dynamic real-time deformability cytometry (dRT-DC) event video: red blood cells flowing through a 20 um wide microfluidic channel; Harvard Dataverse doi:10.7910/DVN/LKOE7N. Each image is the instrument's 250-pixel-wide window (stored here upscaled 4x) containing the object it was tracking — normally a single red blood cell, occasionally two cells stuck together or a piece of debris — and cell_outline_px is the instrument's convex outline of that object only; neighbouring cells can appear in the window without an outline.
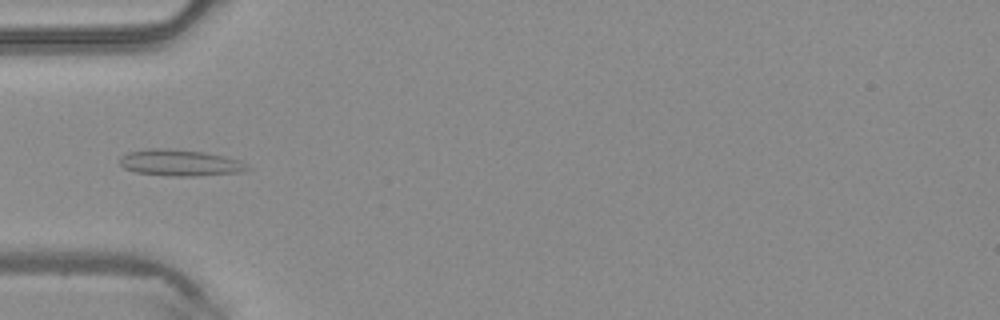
{"species": "common noctule bat (a hibernating species)", "species_latin": "Nyctalus noctula", "temperature_condition": "warm", "stored_images_in_passage": 48, "camera_frame_rate_fps": 3000, "um_per_image_px": 0.085, "animal": {"sex": "male", "body_mass_g": 20.4}, "frame": {"image": 1, "passage_image": 16, "time_ms": 5.0, "image_size_px": [1000, 320], "cell_outline_px": [[252, 168], [244, 172], [196, 176], [172, 176], [136, 172], [124, 168], [120, 164], [120, 156], [128, 152], [148, 148], [164, 148], [204, 152], [224, 156], [240, 160], [248, 164]], "centroid_in_image_um": [15.34, 13.84], "position_along_channel_um": 69.7, "area_um2": 19.77}}
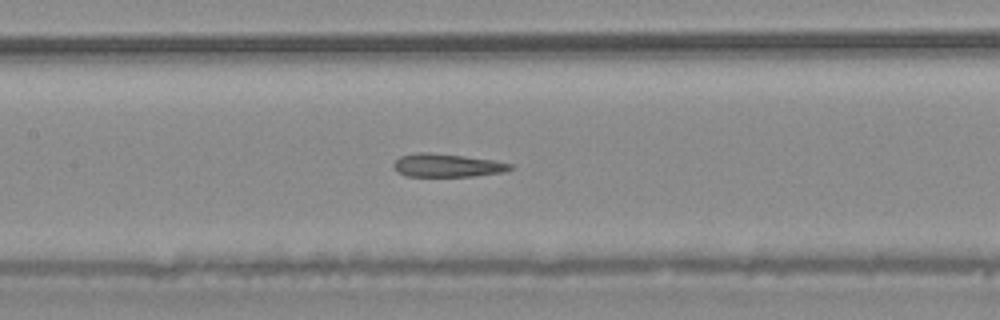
{"frame": {"image": 2, "passage_image": 23, "time_ms": 7.333, "image_size_px": [1000, 320], "cell_outline_px": [[516, 168], [504, 172], [472, 176], [408, 176], [400, 172], [392, 164], [400, 156], [416, 152], [428, 152], [464, 156], [492, 160], [512, 164]], "centroid_in_image_um": [38.04, 14.05], "position_along_channel_um": 169.4, "area_um2": 15.66}}
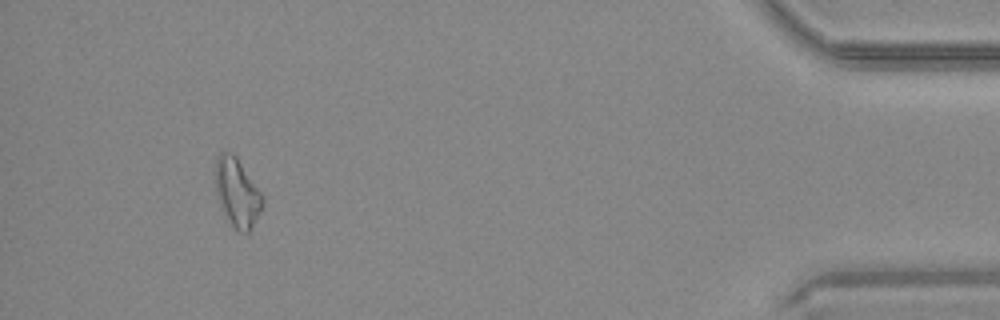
{"frame": {"image": 3, "passage_image": 45, "time_ms": 14.667, "image_size_px": [1000, 320], "cell_outline_px": [[264, 204], [248, 232], [240, 232], [228, 220], [224, 212], [216, 192], [216, 156], [220, 152], [232, 152], [236, 156], [264, 196]], "centroid_in_image_um": [20.17, 16.33], "position_along_channel_um": 415.0, "area_um2": 18.44}, "authors_computed_cell_mechanics": {"area_um2": 16.9643, "velocity_mm_per_s": 4.2349, "shape_relaxation_time_tau1_ms": null, "shape_relaxation_time_tau2_ms": 6.5588, "deformation_change_tau1": null, "deformation_change_tau2": 0.1621}}